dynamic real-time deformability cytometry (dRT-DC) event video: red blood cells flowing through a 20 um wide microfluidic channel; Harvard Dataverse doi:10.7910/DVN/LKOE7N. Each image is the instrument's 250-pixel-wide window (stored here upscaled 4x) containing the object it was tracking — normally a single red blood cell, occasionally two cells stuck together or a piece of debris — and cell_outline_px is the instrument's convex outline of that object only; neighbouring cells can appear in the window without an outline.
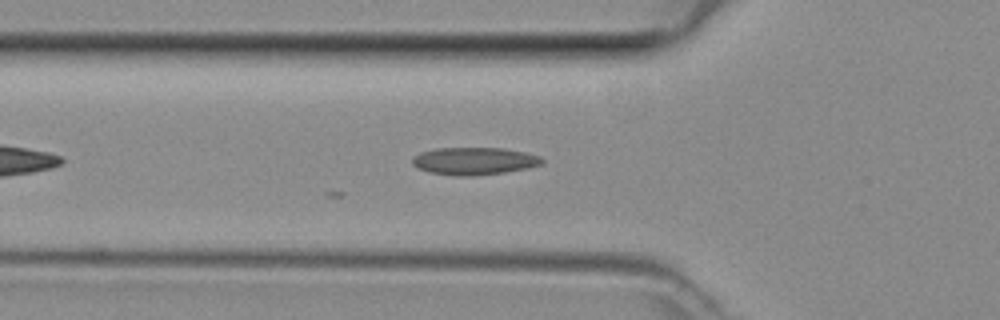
{"species": "common noctule bat (a hibernating species)", "species_latin": "Nyctalus noctula", "temperature_condition": "room temperature", "stored_images_in_passage": 4, "camera_frame_rate_fps": 3000, "um_per_image_px": 0.085, "animal": {"sex": "female", "body_mass_g": 29.2, "forearm_length_mm": 56.3}, "frame": {"image": 1, "passage_image": 4, "time_ms": 1.0, "image_size_px": [1000, 320], "cell_outline_px": [[544, 164], [528, 168], [504, 172], [464, 176], [456, 176], [432, 172], [416, 168], [412, 164], [412, 156], [420, 152], [436, 148], [504, 148], [524, 152], [540, 156], [544, 160]], "centroid_in_image_um": [40.3, 13.68], "position_along_channel_um": 85.5, "area_um2": 20.75}}